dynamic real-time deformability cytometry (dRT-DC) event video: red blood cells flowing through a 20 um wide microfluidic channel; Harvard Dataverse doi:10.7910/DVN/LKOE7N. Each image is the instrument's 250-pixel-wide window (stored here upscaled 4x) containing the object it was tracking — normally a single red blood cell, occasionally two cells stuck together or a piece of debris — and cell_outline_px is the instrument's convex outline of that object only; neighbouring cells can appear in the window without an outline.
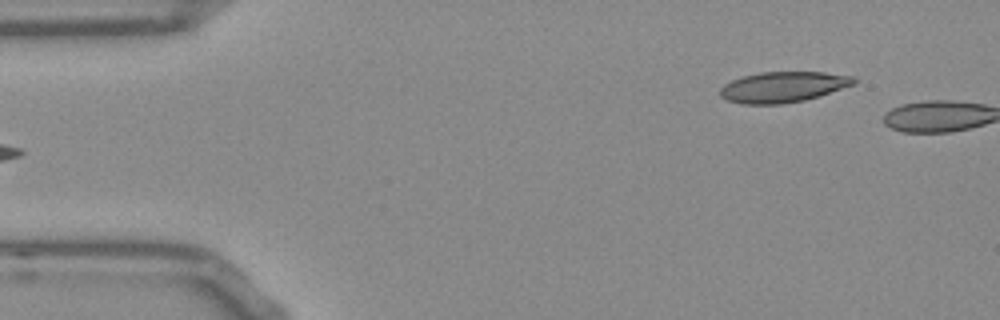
{"species": "Egyptian fruit bat (a non-hibernating species)", "species_latin": "Rousettus aegyptiacus", "temperature_condition": "room temperature", "stored_images_in_passage": 3, "camera_frame_rate_fps": 3000, "um_per_image_px": 0.085, "frame": {"image": 1, "passage_image": 1, "time_ms": 0.0, "image_size_px": [1000, 320], "cell_outline_px": [[856, 84], [820, 96], [804, 100], [780, 104], [744, 104], [728, 100], [720, 96], [720, 88], [724, 84], [732, 80], [744, 76], [760, 72], [824, 72], [852, 76], [856, 80]], "centroid_in_image_um": [66.58, 7.39], "position_along_channel_um": 18.4, "area_um2": 23.87}}